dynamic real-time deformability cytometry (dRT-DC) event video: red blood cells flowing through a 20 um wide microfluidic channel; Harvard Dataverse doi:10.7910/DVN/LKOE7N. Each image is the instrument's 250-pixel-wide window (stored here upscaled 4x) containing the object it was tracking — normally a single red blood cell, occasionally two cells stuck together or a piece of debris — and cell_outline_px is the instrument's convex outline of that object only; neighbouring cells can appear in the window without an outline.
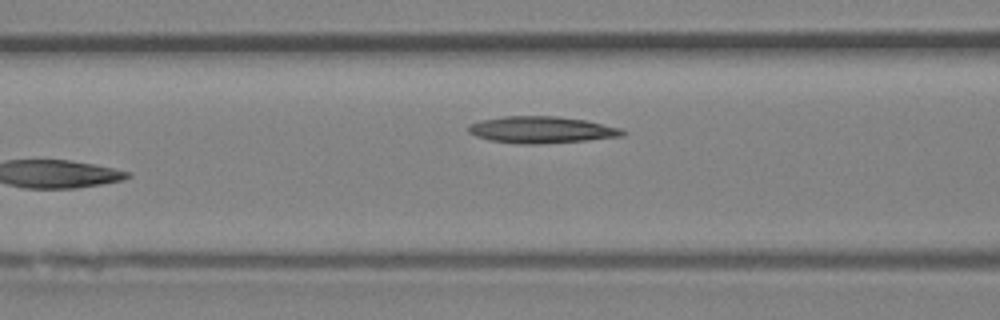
{"species": "Egyptian fruit bat (a non-hibernating species)", "species_latin": "Rousettus aegyptiacus", "temperature_condition": "room temperature", "stored_images_in_passage": 6, "camera_frame_rate_fps": 3000, "um_per_image_px": 0.085, "animal": {"sex": "female"}, "frame": {"image": 1, "passage_image": 6, "time_ms": 1.667, "image_size_px": [1000, 320], "cell_outline_px": [[628, 132], [624, 136], [588, 140], [536, 144], [520, 144], [488, 140], [476, 136], [468, 132], [468, 124], [480, 120], [504, 116], [556, 116], [588, 120], [620, 128]], "centroid_in_image_um": [46.03, 11.03], "position_along_channel_um": 120.6, "area_um2": 24.22}}